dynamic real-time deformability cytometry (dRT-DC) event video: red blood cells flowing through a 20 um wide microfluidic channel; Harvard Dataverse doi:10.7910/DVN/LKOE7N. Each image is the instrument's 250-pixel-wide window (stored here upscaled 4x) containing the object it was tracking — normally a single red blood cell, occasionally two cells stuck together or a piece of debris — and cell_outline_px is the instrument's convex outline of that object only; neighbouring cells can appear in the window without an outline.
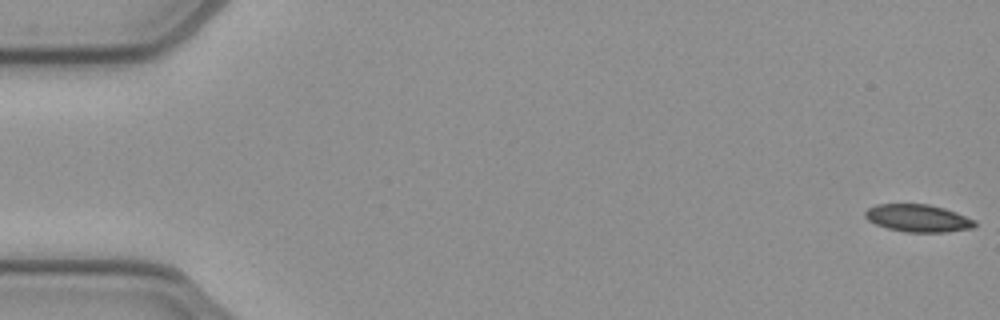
{"species": "common noctule bat (a hibernating species)", "species_latin": "Nyctalus noctula", "temperature_condition": "cold", "stored_images_in_passage": 9, "camera_frame_rate_fps": 3000, "um_per_image_px": 0.085, "animal": {"sex": "female", "body_mass_g": 21.9}, "frame": {"image": 1, "passage_image": 1, "time_ms": 0.0, "image_size_px": [1000, 320], "cell_outline_px": [[976, 224], [972, 228], [944, 232], [904, 232], [888, 228], [876, 224], [868, 220], [864, 216], [864, 212], [868, 208], [876, 204], [928, 204], [944, 208], [956, 212], [976, 220]], "centroid_in_image_um": [78.02, 18.54], "position_along_channel_um": 7.0, "area_um2": 17.57}}